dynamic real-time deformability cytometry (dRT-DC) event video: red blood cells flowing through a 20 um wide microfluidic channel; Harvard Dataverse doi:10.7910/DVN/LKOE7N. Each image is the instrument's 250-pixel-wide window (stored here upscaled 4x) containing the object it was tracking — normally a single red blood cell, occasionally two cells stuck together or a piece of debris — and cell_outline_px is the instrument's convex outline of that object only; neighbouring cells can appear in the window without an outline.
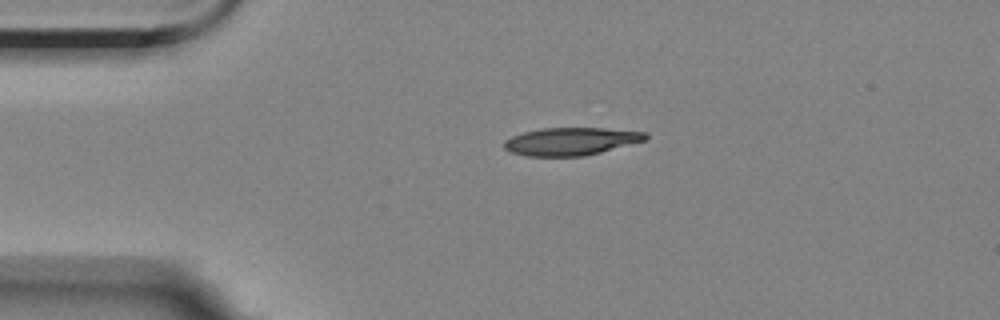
{"species": "Egyptian fruit bat (a non-hibernating species)", "species_latin": "Rousettus aegyptiacus", "temperature_condition": "room temperature", "stored_images_in_passage": 3, "camera_frame_rate_fps": 3000, "um_per_image_px": 0.085, "animal": {"sex": "female"}, "frame": {"image": 1, "passage_image": 3, "time_ms": 2.667, "image_size_px": [1000, 320], "cell_outline_px": [[648, 136], [644, 140], [600, 152], [584, 156], [524, 156], [512, 152], [504, 148], [504, 140], [512, 136], [524, 132], [540, 128], [604, 128], [648, 132]], "centroid_in_image_um": [48.5, 12.01], "position_along_channel_um": 36.5, "area_um2": 22.72}}